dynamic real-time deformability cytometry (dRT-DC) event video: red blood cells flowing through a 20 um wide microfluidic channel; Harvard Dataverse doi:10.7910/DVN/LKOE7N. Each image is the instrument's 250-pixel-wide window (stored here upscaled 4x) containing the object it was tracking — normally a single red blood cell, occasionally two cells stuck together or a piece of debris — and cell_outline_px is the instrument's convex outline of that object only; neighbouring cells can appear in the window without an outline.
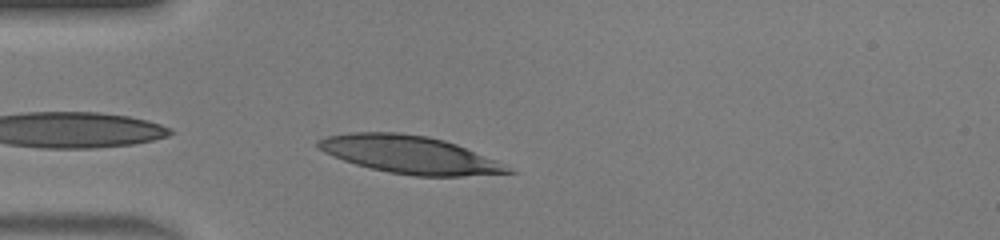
{"species": "human", "species_latin": "Homo sapiens", "temperature_condition": "warm", "stored_images_in_passage": 34, "camera_frame_rate_fps": 3000, "um_per_image_px": 0.085, "donor": {"sex": "male"}, "frame": {"image": 1, "passage_image": 1, "time_ms": 0.0, "image_size_px": [1000, 240], "cell_outline_px": [[516, 172], [460, 176], [416, 176], [388, 172], [356, 164], [332, 156], [316, 148], [316, 140], [328, 136], [348, 132], [400, 132], [428, 136], [444, 140], [456, 144], [496, 160]], "centroid_in_image_um": [34.76, 13.13], "position_along_channel_um": 50.2, "area_um2": 41.5}}
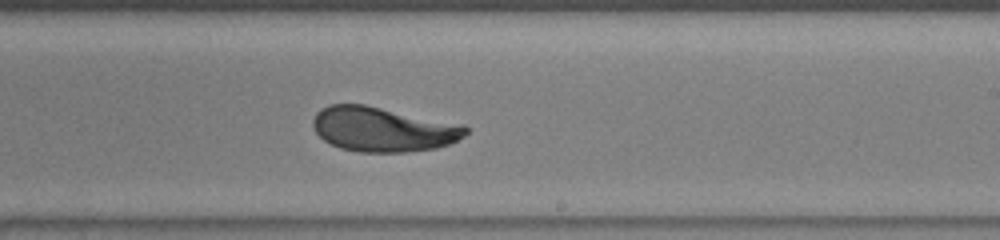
{"frame": {"image": 2, "passage_image": 16, "time_ms": 5.0, "image_size_px": [1000, 240], "cell_outline_px": [[468, 132], [464, 136], [448, 144], [436, 148], [408, 152], [360, 152], [340, 148], [324, 140], [316, 132], [312, 124], [312, 120], [316, 112], [320, 108], [328, 104], [364, 104], [464, 124], [468, 128]], "centroid_in_image_um": [32.54, 10.98], "position_along_channel_um": 256.5, "area_um2": 39.94}}
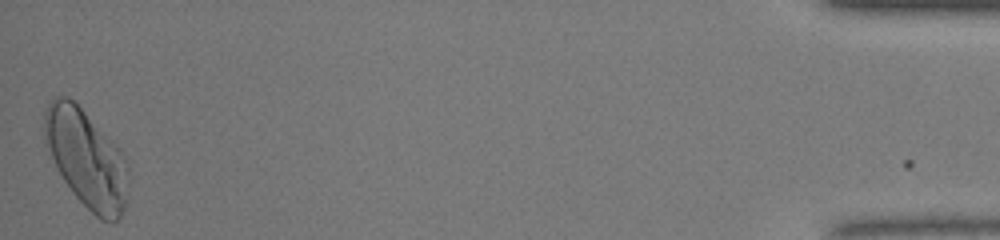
{"frame": {"image": 3, "passage_image": 34, "time_ms": 11.0, "image_size_px": [1000, 240], "cell_outline_px": [[128, 176], [124, 208], [120, 216], [112, 224], [100, 220], [72, 192], [64, 180], [44, 144], [44, 112], [48, 104], [56, 96], [68, 96], [80, 108], [120, 152], [128, 168]], "centroid_in_image_um": [7.3, 13.52], "position_along_channel_um": 427.9, "area_um2": 46.59}, "authors_computed_cell_mechanics": {"area_um2": 39.8531, "velocity_mm_per_s": 4.4164, "shape_relaxation_time_tau1_ms": 3.7508, "shape_relaxation_time_tau2_ms": 0.8511, "deformation_change_tau1": 0.2071, "deformation_change_tau2": 0.0663}}